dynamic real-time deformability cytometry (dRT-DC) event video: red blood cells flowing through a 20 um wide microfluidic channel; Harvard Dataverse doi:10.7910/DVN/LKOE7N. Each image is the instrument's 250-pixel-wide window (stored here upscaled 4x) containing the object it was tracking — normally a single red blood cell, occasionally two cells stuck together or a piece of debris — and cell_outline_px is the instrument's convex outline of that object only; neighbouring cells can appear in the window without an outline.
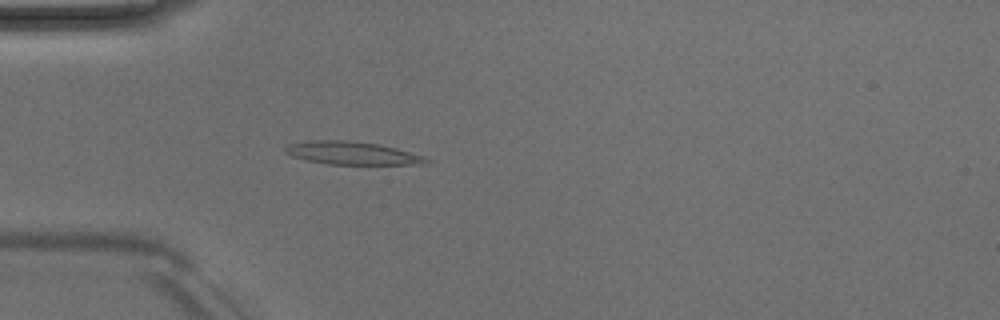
{"species": "Egyptian fruit bat (a non-hibernating species)", "species_latin": "Rousettus aegyptiacus", "temperature_condition": "room temperature", "stored_images_in_passage": 50, "camera_frame_rate_fps": 3000, "um_per_image_px": 0.085, "animal": {"sex": "male"}, "frame": {"image": 1, "passage_image": 14, "time_ms": 4.333, "image_size_px": [1000, 320], "cell_outline_px": [[432, 160], [428, 164], [328, 164], [304, 160], [292, 156], [284, 152], [284, 148], [288, 144], [308, 140], [344, 140], [376, 144], [396, 148], [424, 156]], "centroid_in_image_um": [29.9, 13.02], "position_along_channel_um": 55.1, "area_um2": 18.9}}
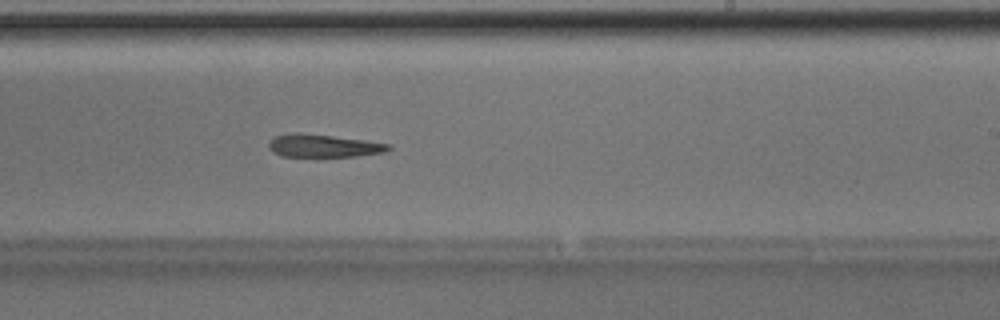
{"frame": {"image": 2, "passage_image": 30, "time_ms": 9.667, "image_size_px": [1000, 320], "cell_outline_px": [[392, 148], [384, 152], [356, 156], [280, 156], [272, 152], [268, 148], [268, 144], [276, 136], [296, 132], [300, 132], [364, 140], [392, 144]], "centroid_in_image_um": [27.5, 12.39], "position_along_channel_um": 261.5, "area_um2": 15.84}}
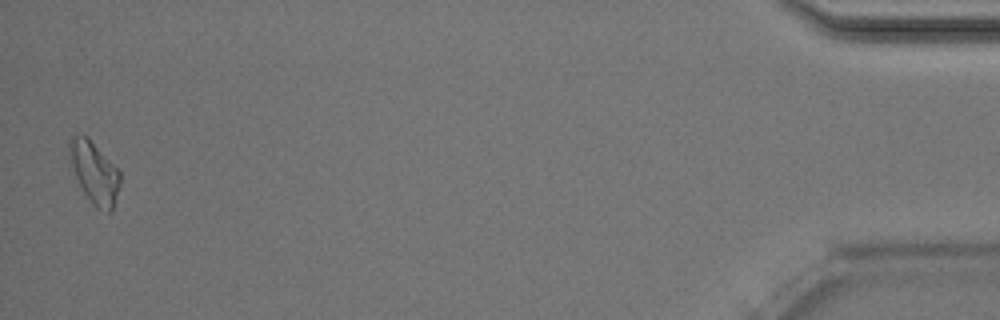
{"frame": {"image": 3, "passage_image": 49, "time_ms": 16.0, "image_size_px": [1000, 320], "cell_outline_px": [[120, 184], [112, 212], [108, 212], [96, 208], [84, 192], [76, 176], [68, 152], [68, 140], [72, 136], [88, 136], [120, 172]], "centroid_in_image_um": [8.03, 14.66], "position_along_channel_um": 427.2, "area_um2": 17.92}}